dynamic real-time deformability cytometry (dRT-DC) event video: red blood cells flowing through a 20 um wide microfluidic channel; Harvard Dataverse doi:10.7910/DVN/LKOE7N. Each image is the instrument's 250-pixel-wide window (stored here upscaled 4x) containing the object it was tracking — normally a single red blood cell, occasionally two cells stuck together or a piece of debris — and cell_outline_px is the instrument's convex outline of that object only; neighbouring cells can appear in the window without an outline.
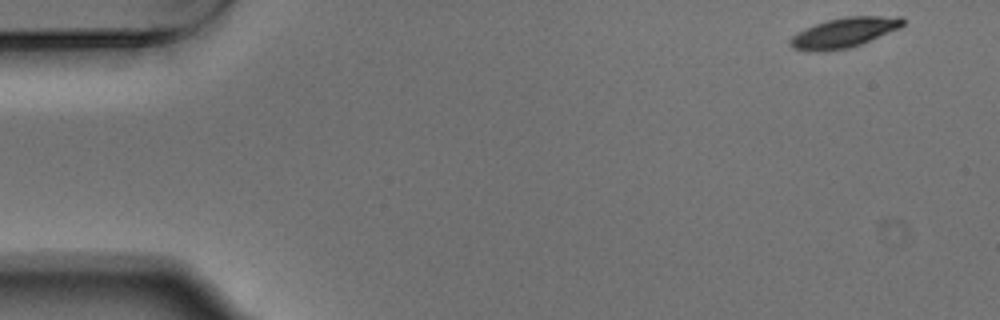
{"species": "Egyptian fruit bat (a non-hibernating species)", "species_latin": "Rousettus aegyptiacus", "temperature_condition": "warm", "stored_images_in_passage": 52, "camera_frame_rate_fps": 3000, "um_per_image_px": 0.085, "animal": {"sex": "male"}, "frame": {"image": 1, "passage_image": 1, "time_ms": 0.0, "image_size_px": [1000, 320], "cell_outline_px": [[904, 24], [900, 28], [860, 44], [848, 48], [824, 52], [812, 52], [792, 48], [788, 44], [788, 40], [796, 32], [816, 24], [828, 20], [844, 16], [904, 16]], "centroid_in_image_um": [71.72, 2.78], "position_along_channel_um": 13.3, "area_um2": 19.83}}
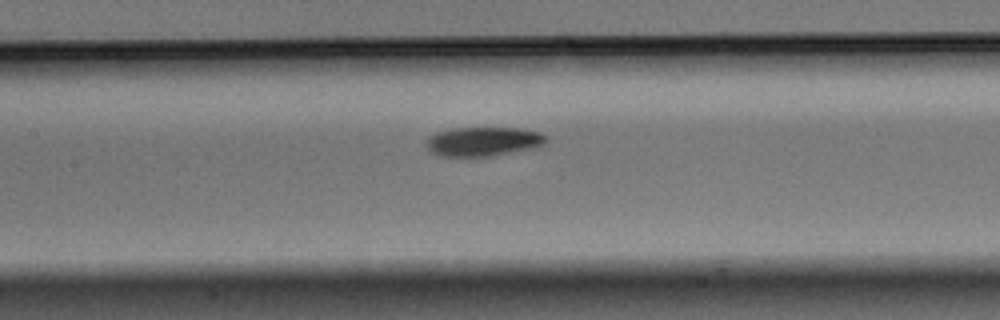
{"frame": {"image": 2, "passage_image": 23, "time_ms": 7.333, "image_size_px": [1000, 320], "cell_outline_px": [[548, 140], [544, 144], [536, 148], [492, 156], [440, 156], [432, 152], [428, 148], [428, 136], [436, 132], [452, 128], [516, 128], [540, 132]], "centroid_in_image_um": [41.1, 12.03], "position_along_channel_um": 166.3, "area_um2": 20.35}}
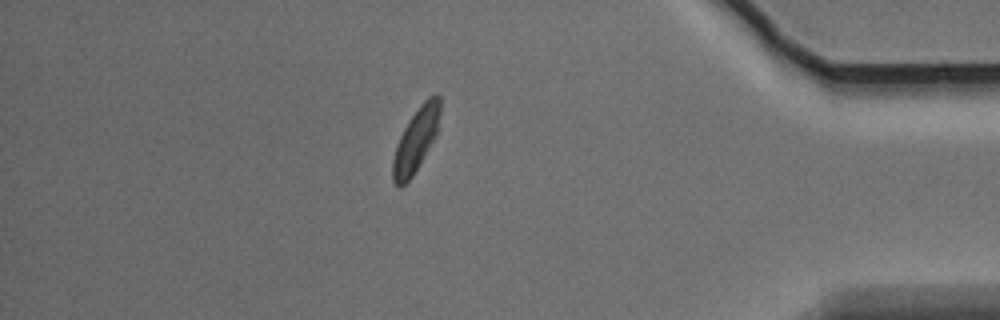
{"frame": {"image": 3, "passage_image": 45, "time_ms": 14.667, "image_size_px": [1000, 320], "cell_outline_px": [[440, 112], [436, 136], [412, 176], [400, 188], [392, 180], [392, 160], [400, 136], [408, 120], [420, 104], [428, 96], [440, 96]], "centroid_in_image_um": [35.34, 11.89], "position_along_channel_um": 399.9, "area_um2": 17.28}, "authors_computed_cell_mechanics": {"area_um2": 19.8832, "velocity_mm_per_s": 3.6865, "shape_relaxation_time_tau1_ms": 2.2561, "shape_relaxation_time_tau2_ms": null, "deformation_change_tau1": 0.1092, "deformation_change_tau2": null}}